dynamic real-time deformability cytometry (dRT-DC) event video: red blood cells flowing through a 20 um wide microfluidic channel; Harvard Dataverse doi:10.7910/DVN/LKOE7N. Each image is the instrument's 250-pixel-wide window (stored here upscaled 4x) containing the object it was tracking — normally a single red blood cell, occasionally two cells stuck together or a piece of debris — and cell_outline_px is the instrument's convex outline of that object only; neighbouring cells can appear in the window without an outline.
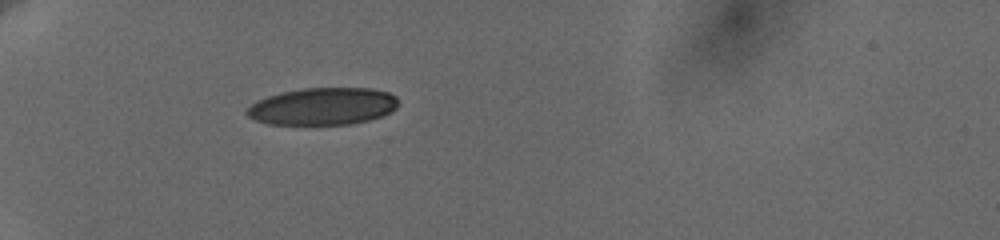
{"species": "human", "species_latin": "Homo sapiens", "temperature_condition": "cold", "stored_images_in_passage": 14, "camera_frame_rate_fps": 3000, "um_per_image_px": 0.085, "donor": {"sex": "female"}, "frame": {"image": 1, "passage_image": 1, "time_ms": 0.0, "image_size_px": [1000, 240], "cell_outline_px": [[400, 104], [392, 112], [368, 120], [352, 124], [268, 124], [256, 120], [248, 116], [244, 112], [256, 100], [280, 92], [300, 88], [372, 88], [388, 92], [396, 96], [400, 100]], "centroid_in_image_um": [27.46, 9.03], "position_along_channel_um": 57.5, "area_um2": 33.12}}
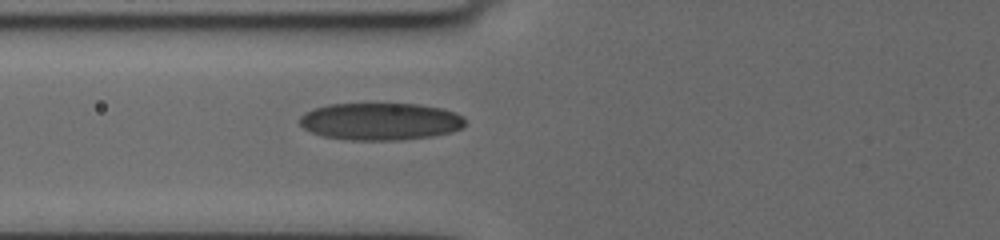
{"frame": {"image": 2, "passage_image": 11, "time_ms": 1.667, "image_size_px": [1000, 240], "cell_outline_px": [[464, 124], [460, 128], [448, 132], [432, 136], [400, 140], [352, 140], [324, 136], [312, 132], [304, 128], [300, 124], [300, 116], [304, 112], [312, 108], [328, 104], [420, 104], [440, 108], [456, 112], [464, 116]], "centroid_in_image_um": [32.31, 10.31], "position_along_channel_um": 93.5, "area_um2": 35.89}}